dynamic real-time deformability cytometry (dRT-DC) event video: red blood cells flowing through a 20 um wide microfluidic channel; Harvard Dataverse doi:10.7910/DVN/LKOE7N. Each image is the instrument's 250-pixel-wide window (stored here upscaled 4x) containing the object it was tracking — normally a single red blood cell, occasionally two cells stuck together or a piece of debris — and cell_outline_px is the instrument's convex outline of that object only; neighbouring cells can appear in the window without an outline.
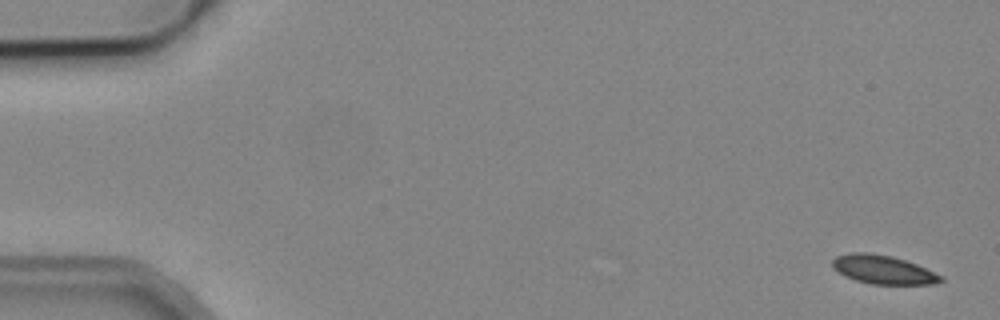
{"species": "common noctule bat (a hibernating species)", "species_latin": "Nyctalus noctula", "temperature_condition": "cold", "stored_images_in_passage": 4, "camera_frame_rate_fps": 3000, "um_per_image_px": 0.085, "animal": {"sex": "male", "body_mass_g": 19.2, "forearm_length_mm": 51.8}, "frame": {"image": 1, "passage_image": 1, "time_ms": 0.0, "image_size_px": [1000, 320], "cell_outline_px": [[944, 280], [936, 284], [872, 284], [856, 280], [844, 276], [832, 268], [832, 260], [836, 256], [852, 252], [868, 252], [892, 256], [916, 264], [944, 276]], "centroid_in_image_um": [75.06, 22.92], "position_along_channel_um": 9.9, "area_um2": 18.21}}